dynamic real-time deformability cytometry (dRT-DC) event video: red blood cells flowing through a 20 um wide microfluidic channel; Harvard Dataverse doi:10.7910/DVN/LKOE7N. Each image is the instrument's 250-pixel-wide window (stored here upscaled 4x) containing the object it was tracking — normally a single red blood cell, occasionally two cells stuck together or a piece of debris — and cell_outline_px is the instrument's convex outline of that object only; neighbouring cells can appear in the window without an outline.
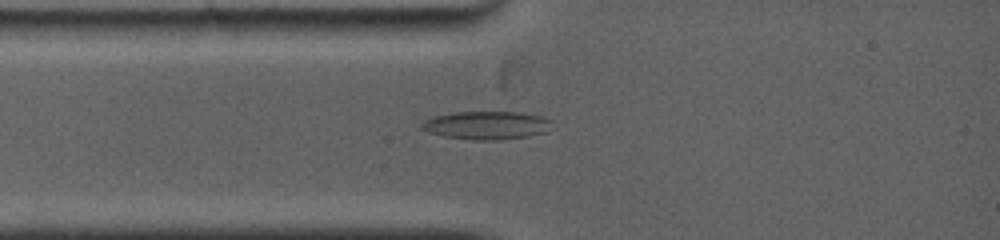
{"species": "common noctule bat (a hibernating species)", "species_latin": "Nyctalus noctula", "temperature_condition": "warm", "stored_images_in_passage": 6, "camera_frame_rate_fps": 5000, "um_per_image_px": 0.085, "animal": {"sex": "female", "body_mass_g": 19.0, "forearm_length_mm": 53.3}, "frame": {"image": 1, "passage_image": 4, "time_ms": 2.0, "image_size_px": [1000, 240], "cell_outline_px": [[552, 120], [544, 132], [528, 136], [500, 140], [476, 140], [444, 136], [420, 128], [420, 124], [424, 120], [432, 116], [452, 112], [516, 112], [544, 116]], "centroid_in_image_um": [41.33, 10.64], "position_along_channel_um": 43.7, "area_um2": 21.27}}
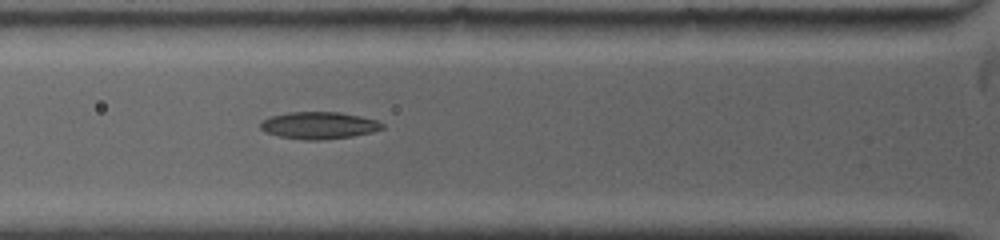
{"frame": {"image": 2, "passage_image": 6, "time_ms": 3.4, "image_size_px": [1000, 240], "cell_outline_px": [[384, 128], [372, 132], [352, 136], [320, 140], [300, 140], [280, 136], [264, 132], [260, 128], [260, 120], [268, 116], [288, 112], [340, 112], [360, 116], [376, 120], [384, 124]], "centroid_in_image_um": [27.06, 10.65], "position_along_channel_um": 98.7, "area_um2": 19.42}}